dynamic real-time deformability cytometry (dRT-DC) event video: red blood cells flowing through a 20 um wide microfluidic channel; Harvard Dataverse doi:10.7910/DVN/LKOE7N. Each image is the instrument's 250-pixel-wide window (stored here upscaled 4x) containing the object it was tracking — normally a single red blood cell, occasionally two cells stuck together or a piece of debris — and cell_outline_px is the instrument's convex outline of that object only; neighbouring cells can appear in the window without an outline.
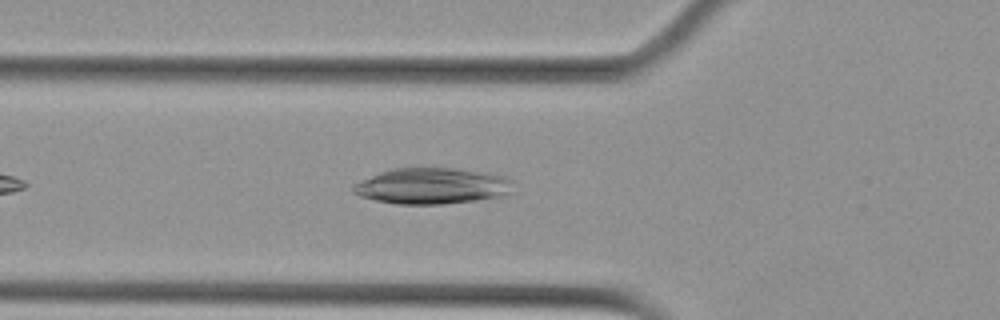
{"species": "Egyptian fruit bat (a non-hibernating species)", "species_latin": "Rousettus aegyptiacus", "temperature_condition": "cold", "stored_images_in_passage": 11, "camera_frame_rate_fps": 3000, "um_per_image_px": 0.085, "animal": {"sex": "female"}, "frame": {"image": 1, "passage_image": 7, "time_ms": 2.0, "image_size_px": [1000, 320], "cell_outline_px": [[516, 192], [504, 196], [476, 200], [444, 204], [396, 204], [376, 200], [360, 196], [352, 192], [352, 184], [380, 172], [392, 168], [456, 168], [488, 172], [508, 176], [512, 180]], "centroid_in_image_um": [36.81, 15.8], "position_along_channel_um": 89.0, "area_um2": 34.22}}
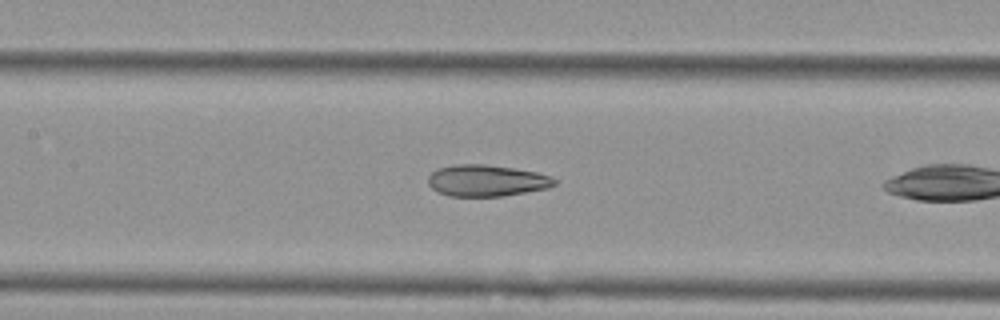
{"frame": {"image": 2, "passage_image": 10, "time_ms": 3.0, "image_size_px": [1000, 320], "cell_outline_px": [[556, 184], [548, 188], [504, 196], [448, 196], [432, 188], [428, 184], [428, 176], [436, 168], [456, 164], [484, 164], [516, 168], [536, 172], [548, 176], [556, 180]], "centroid_in_image_um": [41.34, 15.34], "position_along_channel_um": 166.1, "area_um2": 23.24}}